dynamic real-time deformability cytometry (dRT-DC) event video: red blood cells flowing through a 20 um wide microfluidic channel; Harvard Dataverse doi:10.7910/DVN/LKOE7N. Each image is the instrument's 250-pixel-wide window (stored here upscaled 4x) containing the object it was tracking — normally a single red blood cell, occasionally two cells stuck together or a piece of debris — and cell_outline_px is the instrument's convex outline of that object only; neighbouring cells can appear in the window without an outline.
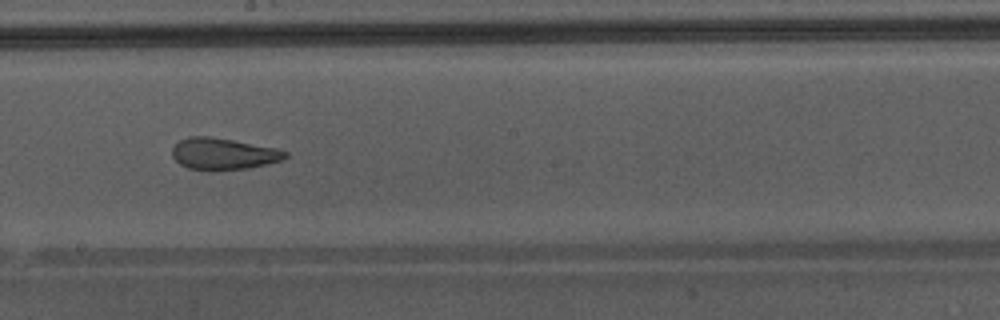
{"species": "Egyptian fruit bat (a non-hibernating species)", "species_latin": "Rousettus aegyptiacus", "temperature_condition": "warm", "stored_images_in_passage": 50, "camera_frame_rate_fps": 3000, "um_per_image_px": 0.085, "animal": {"sex": "male"}, "frame": {"image": 1, "passage_image": 29, "time_ms": 9.333, "image_size_px": [1000, 320], "cell_outline_px": [[288, 156], [284, 160], [248, 168], [212, 172], [208, 172], [188, 168], [180, 164], [172, 156], [172, 148], [180, 140], [188, 136], [208, 136], [232, 140], [276, 148], [288, 152]], "centroid_in_image_um": [18.97, 13.1], "position_along_channel_um": 229.2, "area_um2": 21.15}, "authors_computed_cell_mechanics": {"area_um2": 25.9522, "velocity_mm_per_s": 4.3548, "shape_relaxation_time_tau1_ms": null, "shape_relaxation_time_tau2_ms": 1.2793, "deformation_change_tau1": null, "deformation_change_tau2": 0.0967}}